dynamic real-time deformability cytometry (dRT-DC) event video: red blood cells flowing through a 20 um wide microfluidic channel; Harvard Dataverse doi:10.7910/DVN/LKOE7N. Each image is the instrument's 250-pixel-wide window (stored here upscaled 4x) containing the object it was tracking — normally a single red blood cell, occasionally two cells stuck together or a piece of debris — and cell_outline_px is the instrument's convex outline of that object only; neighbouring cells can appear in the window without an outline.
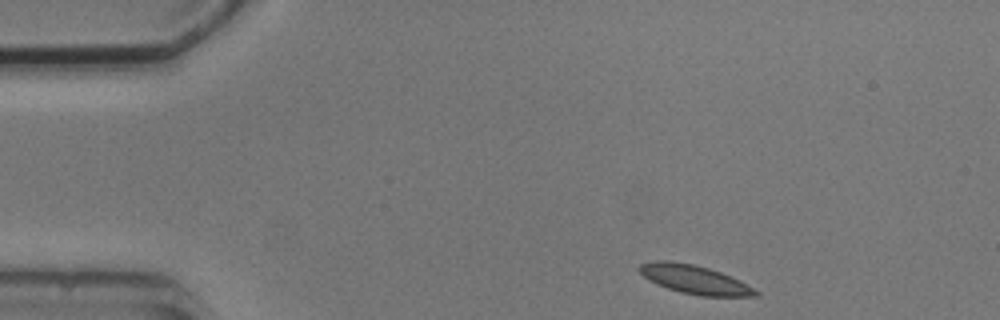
{"species": "common noctule bat (a hibernating species)", "species_latin": "Nyctalus noctula", "temperature_condition": "cold", "stored_images_in_passage": 3, "camera_frame_rate_fps": 3000, "um_per_image_px": 0.085, "animal": {"sex": "male", "body_mass_g": 20.5, "forearm_length_mm": 52.5}, "frame": {"image": 1, "passage_image": 1, "time_ms": 0.0, "image_size_px": [1000, 320], "cell_outline_px": [[760, 296], [700, 296], [680, 292], [656, 284], [648, 280], [640, 272], [640, 264], [656, 260], [668, 260], [692, 264], [708, 268], [720, 272], [740, 280], [760, 292]], "centroid_in_image_um": [59.05, 23.76], "position_along_channel_um": 25.9, "area_um2": 19.36}}